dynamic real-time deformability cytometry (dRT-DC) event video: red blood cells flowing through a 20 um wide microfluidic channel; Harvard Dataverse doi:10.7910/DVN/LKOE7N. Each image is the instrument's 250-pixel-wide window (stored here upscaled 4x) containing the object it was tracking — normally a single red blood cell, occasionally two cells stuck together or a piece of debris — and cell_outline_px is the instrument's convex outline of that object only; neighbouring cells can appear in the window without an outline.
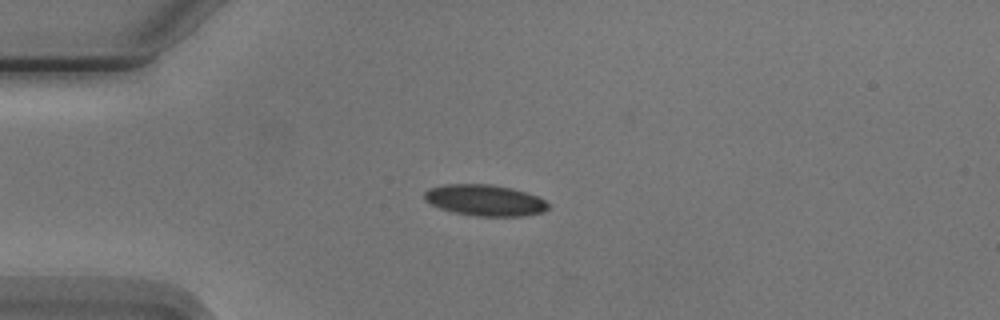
{"species": "Egyptian fruit bat (a non-hibernating species)", "species_latin": "Rousettus aegyptiacus", "temperature_condition": "cold", "stored_images_in_passage": 7, "camera_frame_rate_fps": 3000, "um_per_image_px": 0.085, "animal": {"sex": "male"}, "frame": {"image": 1, "passage_image": 1, "time_ms": 0.0, "image_size_px": [1000, 320], "cell_outline_px": [[548, 208], [544, 212], [524, 216], [476, 216], [452, 212], [440, 208], [424, 200], [424, 192], [428, 188], [444, 184], [492, 184], [512, 188], [528, 192], [544, 200], [548, 204]], "centroid_in_image_um": [41.21, 17.02], "position_along_channel_um": 43.8, "area_um2": 22.66}}
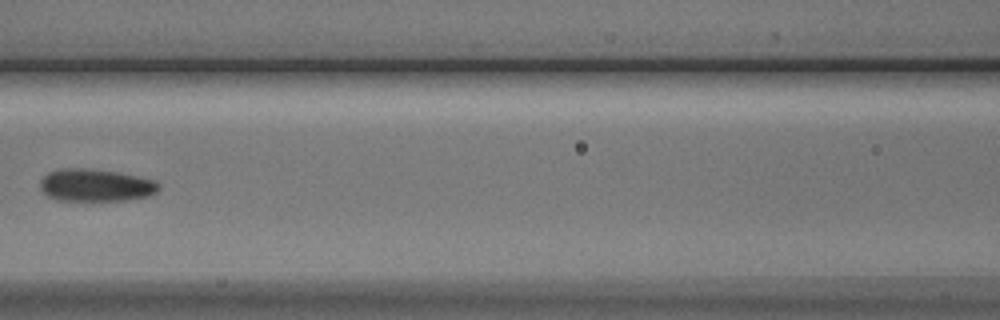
{"frame": {"image": 2, "passage_image": 4, "time_ms": 3.667, "image_size_px": [1000, 320], "cell_outline_px": [[160, 188], [152, 196], [128, 200], [56, 200], [48, 196], [40, 188], [40, 180], [48, 172], [60, 168], [88, 168], [116, 172], [156, 180], [160, 184]], "centroid_in_image_um": [8.15, 15.74], "position_along_channel_um": 158.4, "area_um2": 22.6}}
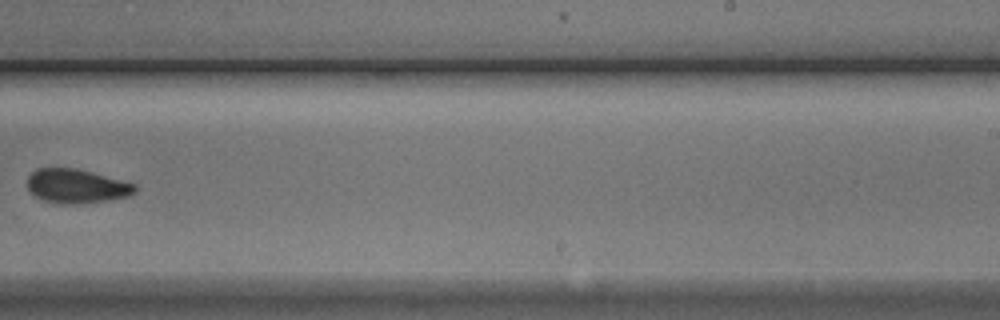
{"frame": {"image": 3, "passage_image": 7, "time_ms": 7.0, "image_size_px": [1000, 320], "cell_outline_px": [[136, 192], [128, 196], [108, 200], [80, 204], [64, 204], [44, 200], [36, 196], [28, 188], [28, 176], [36, 168], [76, 168], [92, 172], [136, 184]], "centroid_in_image_um": [6.51, 15.82], "position_along_channel_um": 282.5, "area_um2": 21.27}}